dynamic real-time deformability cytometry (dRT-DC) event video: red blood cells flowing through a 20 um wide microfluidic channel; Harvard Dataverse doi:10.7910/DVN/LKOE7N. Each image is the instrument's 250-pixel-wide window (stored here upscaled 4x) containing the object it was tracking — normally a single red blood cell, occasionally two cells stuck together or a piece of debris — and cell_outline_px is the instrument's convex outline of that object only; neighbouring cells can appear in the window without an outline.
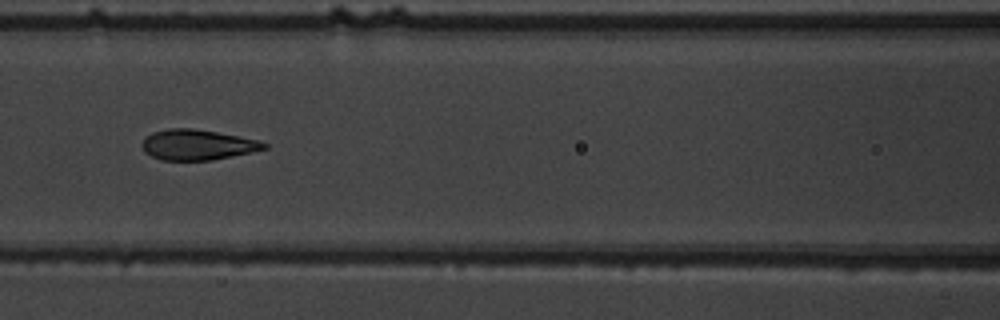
{"species": "common noctule bat (a hibernating species)", "species_latin": "Nyctalus noctula", "temperature_condition": "warm", "stored_images_in_passage": 7, "camera_frame_rate_fps": 3000, "um_per_image_px": 0.085, "animal": {"sex": "male", "body_mass_g": 19.5, "forearm_length_mm": 54.6}, "frame": {"image": 1, "passage_image": 3, "time_ms": 2.0, "image_size_px": [1000, 320], "cell_outline_px": [[268, 148], [252, 152], [212, 160], [160, 160], [144, 152], [140, 144], [144, 136], [152, 132], [168, 128], [192, 128], [240, 136], [260, 140], [268, 144]], "centroid_in_image_um": [16.76, 12.3], "position_along_channel_um": 149.8, "area_um2": 21.91}}
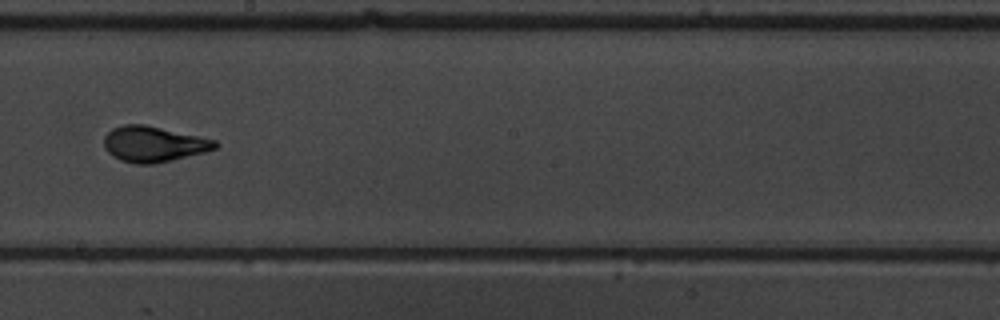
{"frame": {"image": 2, "passage_image": 5, "time_ms": 4.333, "image_size_px": [1000, 320], "cell_outline_px": [[220, 144], [216, 148], [204, 152], [172, 160], [152, 164], [136, 164], [120, 160], [112, 156], [104, 148], [104, 136], [112, 128], [124, 124], [144, 124], [216, 140]], "centroid_in_image_um": [13.03, 12.25], "position_along_channel_um": 235.2, "area_um2": 23.06}}
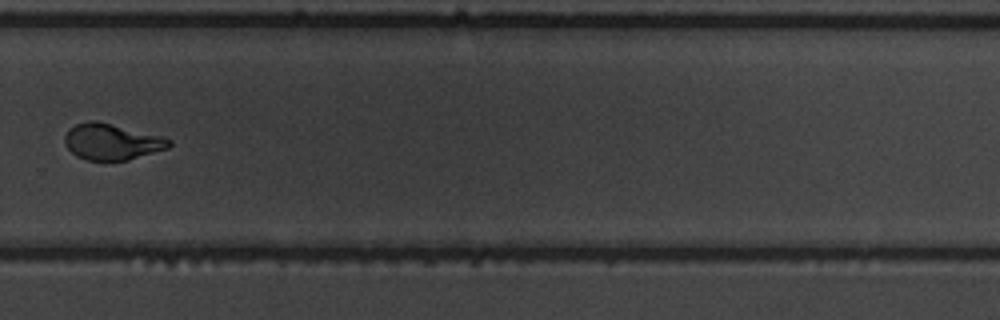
{"frame": {"image": 3, "passage_image": 7, "time_ms": 6.667, "image_size_px": [1000, 320], "cell_outline_px": [[172, 144], [168, 148], [128, 160], [88, 160], [76, 156], [64, 144], [64, 136], [68, 128], [76, 124], [88, 120], [96, 120], [160, 136], [172, 140]], "centroid_in_image_um": [9.46, 12.04], "position_along_channel_um": 320.3, "area_um2": 21.91}}